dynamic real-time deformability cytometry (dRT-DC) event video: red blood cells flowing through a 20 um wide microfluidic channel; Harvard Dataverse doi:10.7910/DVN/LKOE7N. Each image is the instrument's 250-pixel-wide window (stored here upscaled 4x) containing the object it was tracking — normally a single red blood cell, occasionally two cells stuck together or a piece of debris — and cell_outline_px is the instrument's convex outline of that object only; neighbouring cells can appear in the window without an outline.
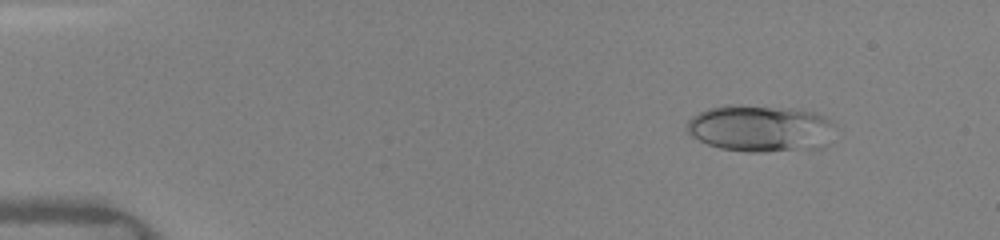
{"species": "human", "species_latin": "Homo sapiens", "temperature_condition": "warm", "stored_images_in_passage": 48, "camera_frame_rate_fps": 3000, "um_per_image_px": 0.085, "donor": {"sex": "female"}, "frame": {"image": 1, "passage_image": 6, "time_ms": 1.667, "image_size_px": [1000, 240], "cell_outline_px": [[832, 124], [792, 148], [764, 152], [748, 152], [720, 148], [708, 144], [692, 136], [688, 132], [688, 120], [692, 116], [708, 108], [732, 104], [792, 108], [812, 112], [824, 116]], "centroid_in_image_um": [64.19, 10.82], "position_along_channel_um": 20.8, "area_um2": 36.88}}
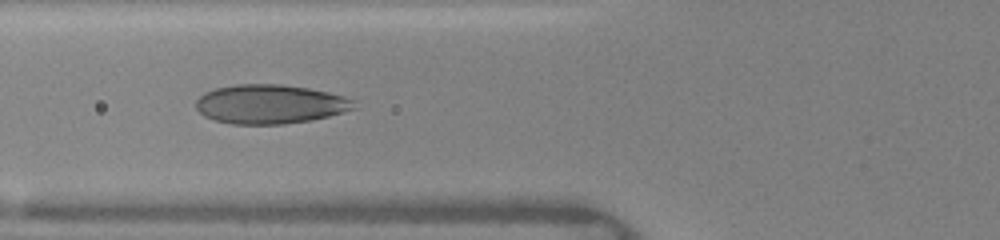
{"frame": {"image": 2, "passage_image": 19, "time_ms": 6.0, "image_size_px": [1000, 240], "cell_outline_px": [[356, 108], [328, 116], [312, 120], [284, 124], [232, 124], [216, 120], [204, 116], [196, 108], [196, 100], [204, 92], [216, 88], [236, 84], [280, 84], [308, 88], [328, 92], [344, 96], [356, 100]], "centroid_in_image_um": [22.97, 8.85], "position_along_channel_um": 102.8, "area_um2": 36.13}}
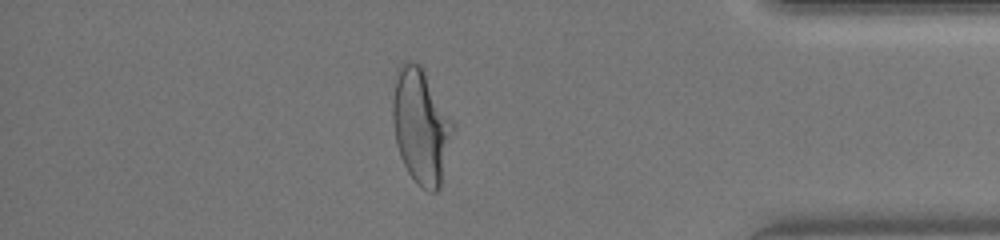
{"frame": {"image": 3, "passage_image": 42, "time_ms": 13.667, "image_size_px": [1000, 240], "cell_outline_px": [[456, 124], [440, 188], [436, 192], [428, 192], [420, 188], [416, 184], [408, 172], [400, 156], [396, 144], [392, 120], [392, 100], [396, 68], [400, 64], [408, 60], [412, 60], [420, 64]], "centroid_in_image_um": [35.78, 10.72], "position_along_channel_um": 399.4, "area_um2": 41.21}, "authors_computed_cell_mechanics": {"area_um2": 36.8475, "velocity_mm_per_s": 4.2095, "shape_relaxation_time_tau1_ms": 5.4473, "shape_relaxation_time_tau2_ms": null, "deformation_change_tau1": 0.1928, "deformation_change_tau2": null}}